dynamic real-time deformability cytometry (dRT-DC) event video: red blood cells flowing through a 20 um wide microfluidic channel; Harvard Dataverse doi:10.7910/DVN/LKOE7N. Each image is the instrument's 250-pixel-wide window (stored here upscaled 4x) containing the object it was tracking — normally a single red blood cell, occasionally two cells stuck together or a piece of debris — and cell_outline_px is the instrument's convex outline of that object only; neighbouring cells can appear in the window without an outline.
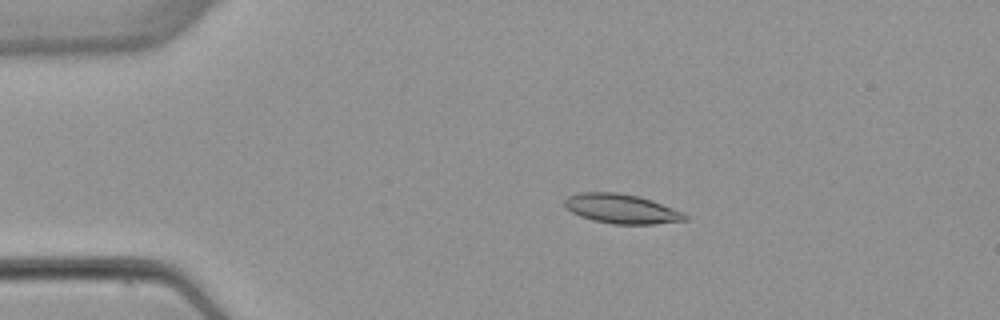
{"species": "common noctule bat (a hibernating species)", "species_latin": "Nyctalus noctula", "temperature_condition": "warm", "stored_images_in_passage": 5, "camera_frame_rate_fps": 3000, "um_per_image_px": 0.085, "animal": {"sex": "female", "body_mass_g": 22.7, "forearm_length_mm": 54.2}, "frame": {"image": 1, "passage_image": 3, "time_ms": 2.667, "image_size_px": [1000, 320], "cell_outline_px": [[688, 220], [652, 224], [612, 224], [592, 220], [580, 216], [564, 208], [564, 200], [568, 196], [580, 192], [616, 192], [640, 196], [652, 200], [684, 212], [688, 216]], "centroid_in_image_um": [52.82, 17.74], "position_along_channel_um": 32.2, "area_um2": 20.87}}
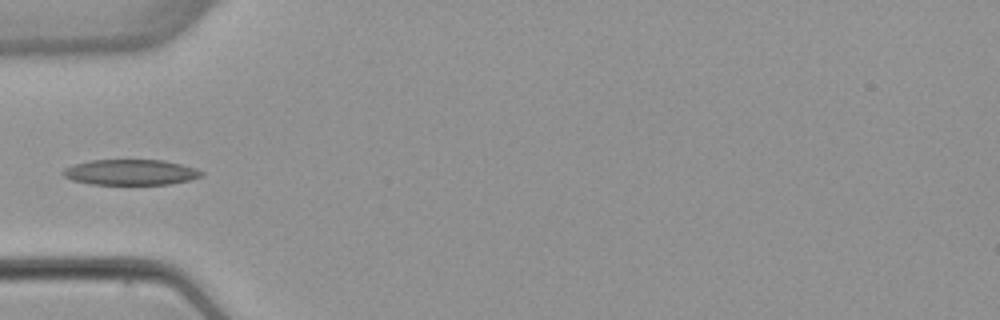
{"frame": {"image": 2, "passage_image": 5, "time_ms": 5.0, "image_size_px": [1000, 320], "cell_outline_px": [[204, 176], [188, 180], [168, 184], [92, 184], [72, 180], [64, 176], [60, 172], [64, 168], [76, 164], [92, 160], [164, 160], [196, 168], [204, 172]], "centroid_in_image_um": [11.11, 14.64], "position_along_channel_um": 73.9, "area_um2": 20.52}}